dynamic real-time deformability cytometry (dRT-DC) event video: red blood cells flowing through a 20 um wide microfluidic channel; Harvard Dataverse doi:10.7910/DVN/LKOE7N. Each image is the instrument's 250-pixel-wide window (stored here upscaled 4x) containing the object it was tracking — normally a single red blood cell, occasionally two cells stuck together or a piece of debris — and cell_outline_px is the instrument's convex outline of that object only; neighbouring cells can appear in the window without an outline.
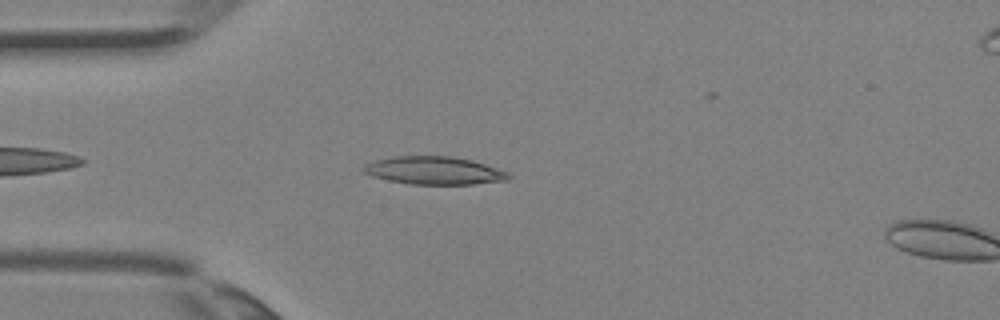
{"species": "Egyptian fruit bat (a non-hibernating species)", "species_latin": "Rousettus aegyptiacus", "temperature_condition": "room temperature", "stored_images_in_passage": 4, "camera_frame_rate_fps": 3000, "um_per_image_px": 0.085, "animal": {"sex": "female"}, "frame": {"image": 1, "passage_image": 3, "time_ms": 0.667, "image_size_px": [1000, 320], "cell_outline_px": [[512, 176], [508, 180], [472, 184], [408, 184], [388, 180], [372, 176], [364, 172], [360, 168], [364, 164], [372, 160], [392, 156], [452, 156], [472, 160], [508, 172]], "centroid_in_image_um": [36.85, 14.49], "position_along_channel_um": 48.1, "area_um2": 23.76}}